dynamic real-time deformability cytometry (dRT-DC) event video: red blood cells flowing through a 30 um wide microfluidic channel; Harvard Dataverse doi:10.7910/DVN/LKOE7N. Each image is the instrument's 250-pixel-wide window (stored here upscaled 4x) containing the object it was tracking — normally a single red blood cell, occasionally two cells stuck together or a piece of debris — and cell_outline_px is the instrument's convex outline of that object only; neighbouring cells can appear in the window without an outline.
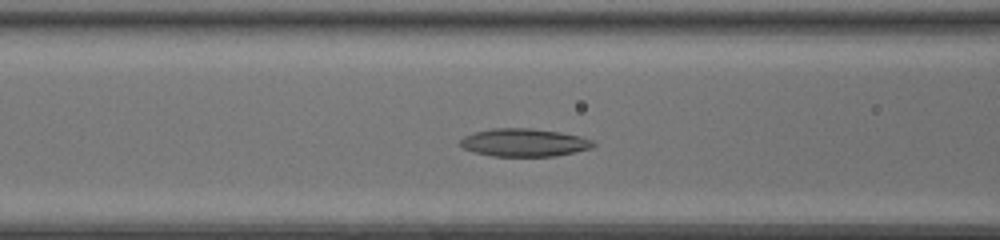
{"species": "common noctule bat (a hibernating species)", "species_latin": "Nyctalus noctula", "temperature_condition": "room temperature", "stored_images_in_passage": 40, "camera_frame_rate_fps": 3000, "um_per_image_px": 0.085, "animal": {"sex": "female", "body_mass_g": 20.0, "forearm_length_mm": 54.0}, "frame": {"image": 1, "passage_image": 13, "time_ms": 4.0, "image_size_px": [1000, 240], "cell_outline_px": [[596, 144], [592, 148], [556, 156], [492, 156], [476, 152], [464, 148], [460, 144], [460, 140], [464, 136], [476, 132], [492, 128], [528, 128], [560, 132], [580, 136], [596, 140]], "centroid_in_image_um": [44.61, 12.11], "position_along_channel_um": 122.0, "area_um2": 21.62}}
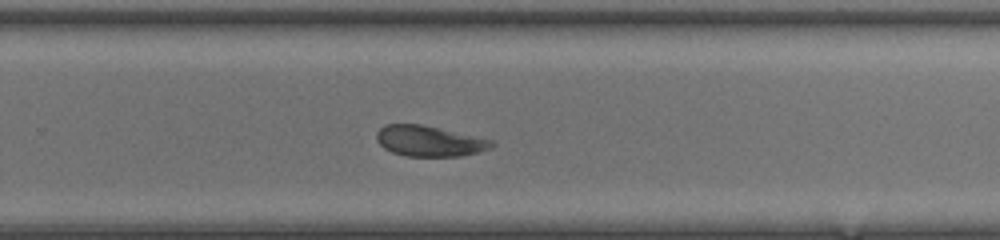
{"frame": {"image": 2, "passage_image": 25, "time_ms": 8.0, "image_size_px": [1000, 240], "cell_outline_px": [[496, 144], [488, 148], [476, 152], [460, 156], [408, 156], [392, 152], [384, 148], [376, 140], [376, 132], [384, 124], [420, 124], [492, 140]], "centroid_in_image_um": [36.43, 11.98], "position_along_channel_um": 293.4, "area_um2": 20.23}}
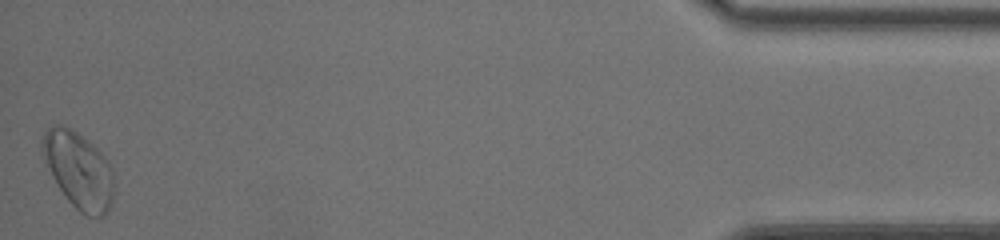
{"frame": {"image": 3, "passage_image": 40, "time_ms": 13.0, "image_size_px": [1000, 240], "cell_outline_px": [[112, 200], [108, 212], [104, 216], [88, 216], [80, 212], [68, 200], [56, 184], [40, 152], [40, 140], [44, 132], [52, 124], [64, 124], [76, 132], [92, 144], [108, 160], [112, 168]], "centroid_in_image_um": [6.64, 14.43], "position_along_channel_um": 428.6, "area_um2": 31.96}, "authors_computed_cell_mechanics": {"area_um2": 22.3108, "velocity_mm_per_s": 4.2952, "shape_relaxation_time_tau1_ms": 3.6068, "shape_relaxation_time_tau2_ms": null, "deformation_change_tau1": 0.0991, "deformation_change_tau2": null}}